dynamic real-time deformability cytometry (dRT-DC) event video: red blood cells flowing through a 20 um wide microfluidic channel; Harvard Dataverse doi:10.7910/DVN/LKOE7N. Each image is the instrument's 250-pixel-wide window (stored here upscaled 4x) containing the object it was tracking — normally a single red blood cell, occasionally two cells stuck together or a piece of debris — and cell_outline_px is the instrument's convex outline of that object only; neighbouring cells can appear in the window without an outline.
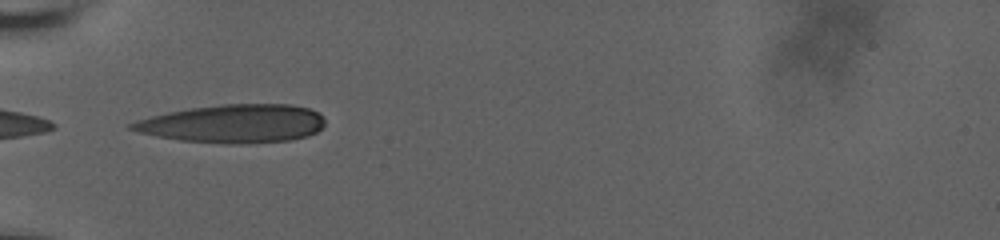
{"species": "human", "species_latin": "Homo sapiens", "temperature_condition": "room temperature", "stored_images_in_passage": 39, "camera_frame_rate_fps": 3000, "um_per_image_px": 0.085, "donor": {"sex": "male"}, "frame": {"image": 1, "passage_image": 1, "time_ms": 0.0, "image_size_px": [1000, 240], "cell_outline_px": [[320, 128], [312, 132], [300, 136], [276, 140], [200, 140], [152, 120], [164, 116], [180, 112], [208, 108], [304, 108], [316, 112], [320, 116]], "centroid_in_image_um": [20.7, 10.48], "position_along_channel_um": 64.3, "area_um2": 31.62}}
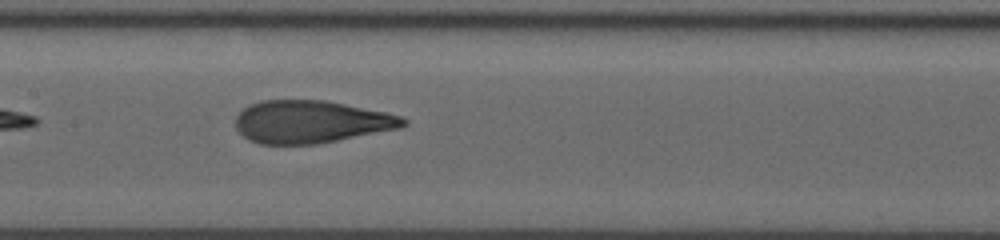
{"frame": {"image": 2, "passage_image": 11, "time_ms": 3.333, "image_size_px": [1000, 240], "cell_outline_px": [[404, 124], [328, 140], [284, 144], [280, 144], [256, 140], [248, 136], [244, 132], [240, 120], [240, 116], [248, 108], [260, 104], [284, 100], [288, 100], [332, 104], [392, 116], [404, 120]], "centroid_in_image_um": [26.32, 10.36], "position_along_channel_um": 181.1, "area_um2": 35.32}}
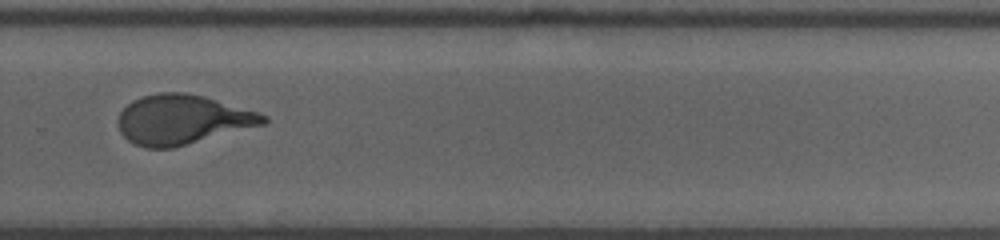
{"frame": {"image": 3, "passage_image": 22, "time_ms": 7.0, "image_size_px": [1000, 240], "cell_outline_px": [[264, 120], [180, 144], [140, 144], [132, 140], [124, 132], [120, 124], [120, 116], [132, 104], [148, 96], [196, 96], [252, 112], [264, 116]], "centroid_in_image_um": [15.4, 10.15], "position_along_channel_um": 314.4, "area_um2": 35.14}}